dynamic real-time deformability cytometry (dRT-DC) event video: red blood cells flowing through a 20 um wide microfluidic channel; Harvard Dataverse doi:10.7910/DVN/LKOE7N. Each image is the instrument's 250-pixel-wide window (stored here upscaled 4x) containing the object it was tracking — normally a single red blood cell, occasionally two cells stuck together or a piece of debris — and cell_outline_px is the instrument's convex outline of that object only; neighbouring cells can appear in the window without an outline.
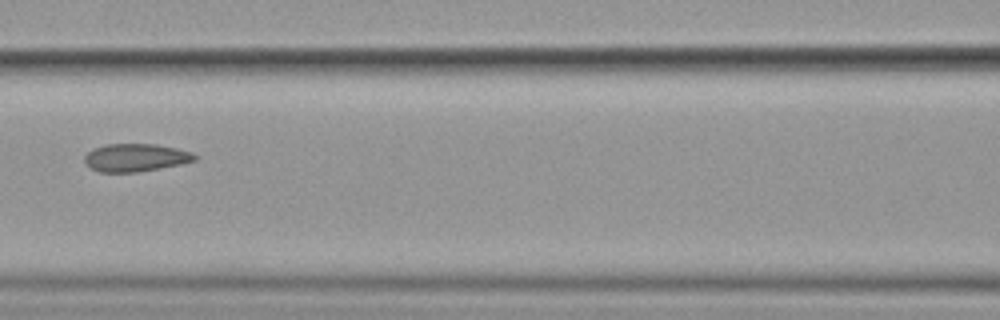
{"species": "common noctule bat (a hibernating species)", "species_latin": "Nyctalus noctula", "temperature_condition": "cold", "stored_images_in_passage": 8, "segment_of_instrument_passage": [1, 2], "camera_frame_rate_fps": 3000, "um_per_image_px": 0.085, "animal": {"sex": "female", "body_mass_g": 19.9}, "frame": {"image": 1, "passage_image": 7, "time_ms": 7.0, "image_size_px": [1000, 320], "cell_outline_px": [[196, 160], [180, 164], [160, 168], [136, 172], [100, 172], [84, 164], [84, 156], [92, 148], [104, 144], [156, 144], [176, 148], [192, 152], [196, 156]], "centroid_in_image_um": [11.49, 13.39], "position_along_channel_um": 155.1, "area_um2": 17.92}}